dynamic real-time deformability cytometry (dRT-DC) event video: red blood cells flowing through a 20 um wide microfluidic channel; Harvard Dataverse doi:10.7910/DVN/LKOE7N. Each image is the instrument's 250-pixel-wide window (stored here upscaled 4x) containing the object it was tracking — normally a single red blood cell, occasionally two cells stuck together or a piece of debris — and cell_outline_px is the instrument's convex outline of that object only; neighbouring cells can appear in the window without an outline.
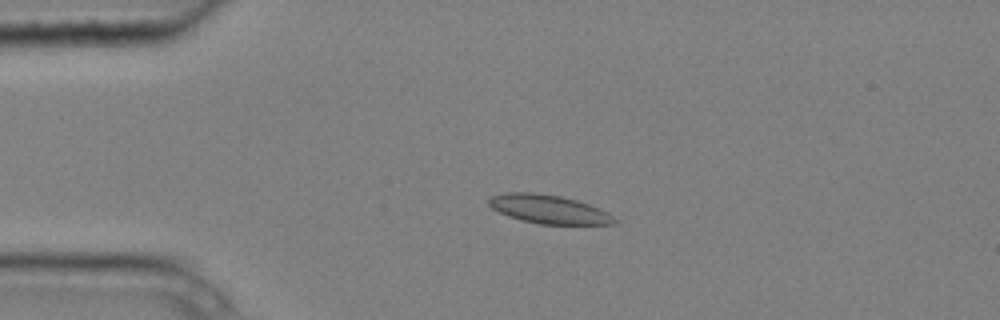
{"species": "common noctule bat (a hibernating species)", "species_latin": "Nyctalus noctula", "temperature_condition": "cold", "stored_images_in_passage": 4, "camera_frame_rate_fps": 3000, "um_per_image_px": 0.085, "animal": {"sex": "male", "body_mass_g": 20.4}, "frame": {"image": 1, "passage_image": 3, "time_ms": 0.667, "image_size_px": [1000, 320], "cell_outline_px": [[616, 224], [540, 224], [520, 220], [508, 216], [492, 208], [488, 204], [488, 200], [492, 196], [504, 192], [532, 192], [560, 196], [576, 200], [600, 208], [608, 212], [616, 220]], "centroid_in_image_um": [46.62, 17.78], "position_along_channel_um": 38.4, "area_um2": 20.92}}